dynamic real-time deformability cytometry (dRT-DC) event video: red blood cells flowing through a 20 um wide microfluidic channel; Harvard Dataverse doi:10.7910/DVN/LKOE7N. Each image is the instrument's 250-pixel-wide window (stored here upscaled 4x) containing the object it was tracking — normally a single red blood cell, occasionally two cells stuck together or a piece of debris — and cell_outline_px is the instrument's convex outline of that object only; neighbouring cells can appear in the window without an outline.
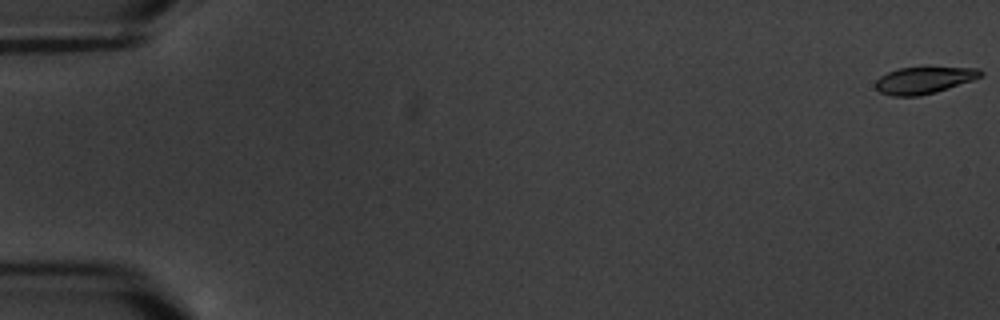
{"species": "common noctule bat (a hibernating species)", "species_latin": "Nyctalus noctula", "temperature_condition": "warm", "stored_images_in_passage": 5, "camera_frame_rate_fps": 3000, "um_per_image_px": 0.085, "animal": {"sex": "male", "body_mass_g": 20.1, "forearm_length_mm": 53.5}, "frame": {"image": 1, "passage_image": 1, "time_ms": 0.0, "image_size_px": [1000, 320], "cell_outline_px": [[984, 72], [980, 76], [972, 80], [936, 92], [916, 96], [892, 96], [880, 92], [876, 88], [876, 80], [880, 76], [888, 72], [900, 68], [928, 64], [980, 68]], "centroid_in_image_um": [78.59, 6.75], "position_along_channel_um": 6.4, "area_um2": 17.22}}